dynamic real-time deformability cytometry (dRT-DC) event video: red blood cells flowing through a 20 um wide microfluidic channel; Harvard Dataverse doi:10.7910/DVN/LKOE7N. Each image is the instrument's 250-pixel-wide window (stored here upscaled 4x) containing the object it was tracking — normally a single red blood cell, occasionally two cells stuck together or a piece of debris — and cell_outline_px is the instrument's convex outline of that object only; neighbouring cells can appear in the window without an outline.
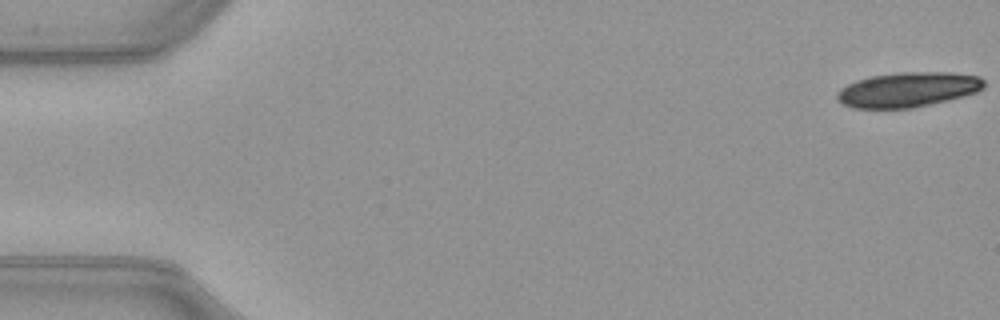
{"species": "common noctule bat (a hibernating species)", "species_latin": "Nyctalus noctula", "temperature_condition": "warm", "stored_images_in_passage": 18, "camera_frame_rate_fps": 3000, "um_per_image_px": 0.085, "animal": {"sex": "female", "body_mass_g": 21.9}, "frame": {"image": 1, "passage_image": 1, "time_ms": 0.0, "image_size_px": [1000, 320], "cell_outline_px": [[984, 88], [976, 92], [964, 96], [912, 108], [852, 108], [844, 104], [836, 96], [840, 88], [856, 80], [872, 76], [900, 72], [948, 72], [980, 76], [984, 80]], "centroid_in_image_um": [77.19, 7.61], "position_along_channel_um": 7.8, "area_um2": 29.71}}
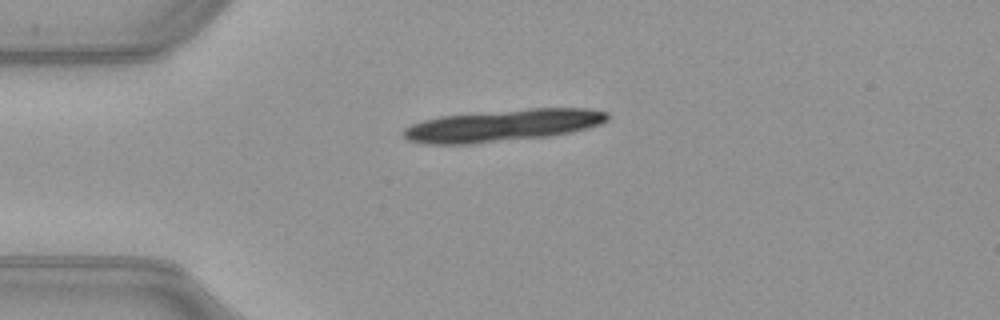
{"frame": {"image": 2, "passage_image": 13, "time_ms": 4.0, "image_size_px": [1000, 320], "cell_outline_px": [[608, 120], [600, 124], [572, 132], [548, 136], [468, 144], [428, 144], [408, 140], [404, 136], [404, 128], [412, 124], [424, 120], [440, 116], [532, 108], [588, 108], [608, 112]], "centroid_in_image_um": [42.76, 10.66], "position_along_channel_um": 42.2, "area_um2": 37.69}}